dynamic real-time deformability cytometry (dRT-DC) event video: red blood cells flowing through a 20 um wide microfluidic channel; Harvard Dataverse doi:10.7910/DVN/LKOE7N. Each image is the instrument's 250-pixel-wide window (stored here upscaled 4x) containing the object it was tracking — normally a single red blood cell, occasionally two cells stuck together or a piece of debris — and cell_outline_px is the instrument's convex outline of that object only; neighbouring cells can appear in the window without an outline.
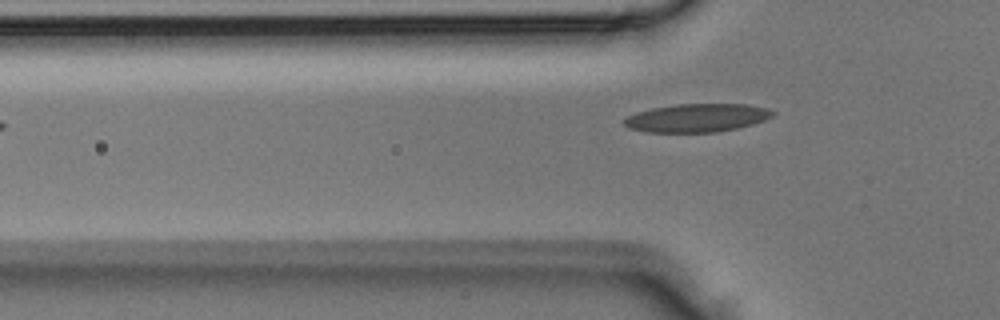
{"species": "Egyptian fruit bat (a non-hibernating species)", "species_latin": "Rousettus aegyptiacus", "temperature_condition": "room temperature", "stored_images_in_passage": 4, "camera_frame_rate_fps": 3000, "um_per_image_px": 0.085, "animal": {"sex": "male"}, "frame": {"image": 1, "passage_image": 3, "time_ms": 0.667, "image_size_px": [1000, 320], "cell_outline_px": [[776, 112], [772, 116], [764, 120], [752, 124], [736, 128], [716, 132], [648, 132], [628, 128], [624, 124], [624, 120], [628, 116], [636, 112], [652, 108], [676, 104], [744, 104], [768, 108]], "centroid_in_image_um": [59.24, 10.01], "position_along_channel_um": 66.6, "area_um2": 24.39}}
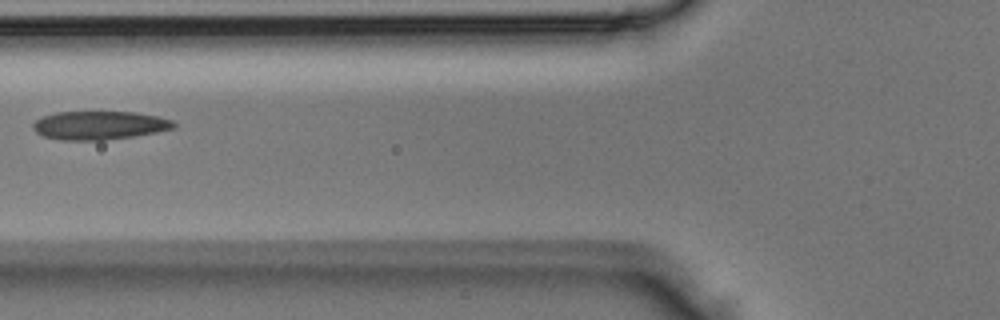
{"frame": {"image": 2, "passage_image": 4, "time_ms": 1.0, "image_size_px": [1000, 320], "cell_outline_px": [[176, 128], [156, 132], [132, 136], [104, 140], [60, 140], [44, 136], [36, 132], [32, 128], [32, 124], [36, 120], [44, 116], [56, 112], [136, 112], [156, 116], [172, 120], [176, 124]], "centroid_in_image_um": [8.44, 10.65], "position_along_channel_um": 117.4, "area_um2": 23.29}}